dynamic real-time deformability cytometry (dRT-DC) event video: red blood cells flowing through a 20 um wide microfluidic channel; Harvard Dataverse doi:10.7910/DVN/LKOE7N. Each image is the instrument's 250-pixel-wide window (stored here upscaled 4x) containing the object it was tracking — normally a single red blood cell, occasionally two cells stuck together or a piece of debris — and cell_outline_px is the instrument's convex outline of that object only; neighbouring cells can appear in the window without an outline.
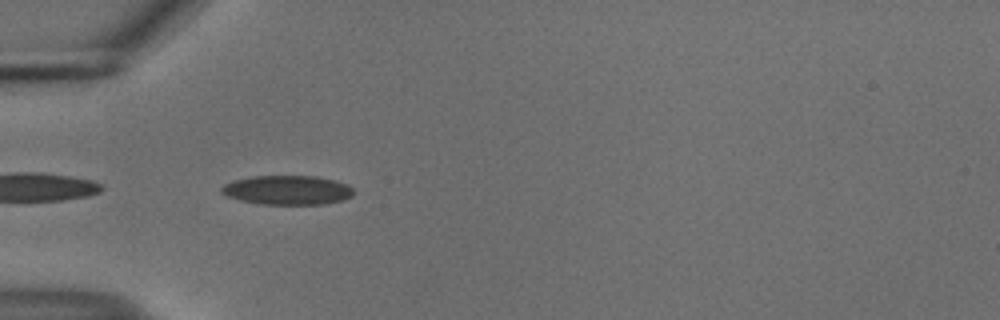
{"species": "common noctule bat (a hibernating species)", "species_latin": "Nyctalus noctula", "temperature_condition": "cold", "stored_images_in_passage": 4, "camera_frame_rate_fps": 3000, "um_per_image_px": 0.085, "animal": {"sex": "male", "body_mass_g": 18.8}, "frame": {"image": 1, "passage_image": 1, "time_ms": 0.0, "image_size_px": [1000, 320], "cell_outline_px": [[352, 196], [344, 200], [324, 204], [260, 204], [240, 200], [228, 196], [220, 192], [220, 188], [224, 184], [232, 180], [252, 176], [316, 176], [348, 184], [352, 188]], "centroid_in_image_um": [24.4, 16.15], "position_along_channel_um": 60.6, "area_um2": 22.54}}